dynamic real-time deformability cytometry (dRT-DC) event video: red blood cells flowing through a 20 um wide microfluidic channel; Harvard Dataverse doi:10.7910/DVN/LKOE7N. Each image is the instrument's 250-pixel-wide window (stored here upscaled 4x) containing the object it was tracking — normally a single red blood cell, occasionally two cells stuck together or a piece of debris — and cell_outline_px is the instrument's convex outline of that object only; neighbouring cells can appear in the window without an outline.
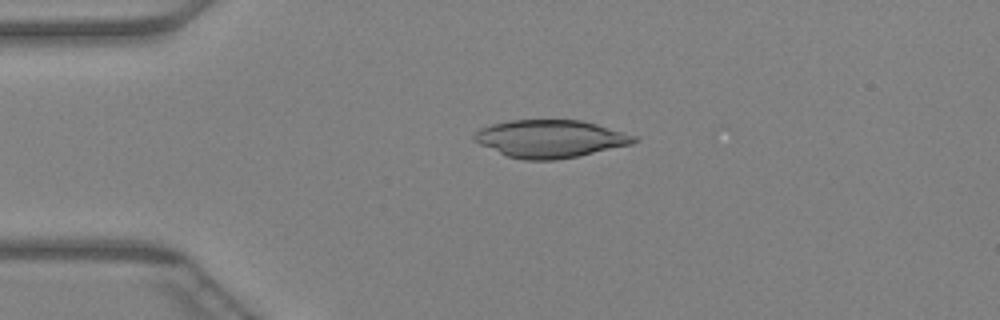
{"species": "Egyptian fruit bat (a non-hibernating species)", "species_latin": "Rousettus aegyptiacus", "temperature_condition": "warm", "stored_images_in_passage": 40, "camera_frame_rate_fps": 3000, "um_per_image_px": 0.085, "animal": {"sex": "female"}, "frame": {"image": 1, "passage_image": 5, "time_ms": 1.333, "image_size_px": [1000, 320], "cell_outline_px": [[640, 140], [632, 144], [576, 156], [556, 160], [524, 160], [508, 156], [480, 144], [472, 140], [472, 136], [480, 128], [492, 124], [512, 120], [580, 120], [596, 124], [636, 136]], "centroid_in_image_um": [46.76, 11.79], "position_along_channel_um": 38.2, "area_um2": 34.74}}
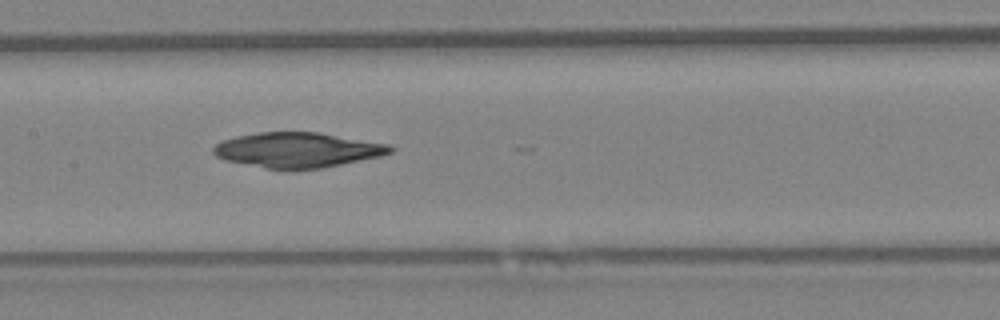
{"frame": {"image": 2, "passage_image": 17, "time_ms": 5.333, "image_size_px": [1000, 320], "cell_outline_px": [[396, 148], [392, 152], [380, 156], [320, 168], [264, 168], [224, 160], [216, 156], [212, 152], [212, 148], [216, 144], [224, 140], [236, 136], [260, 132], [316, 132], [388, 144]], "centroid_in_image_um": [25.26, 12.74], "position_along_channel_um": 182.1, "area_um2": 35.6}}
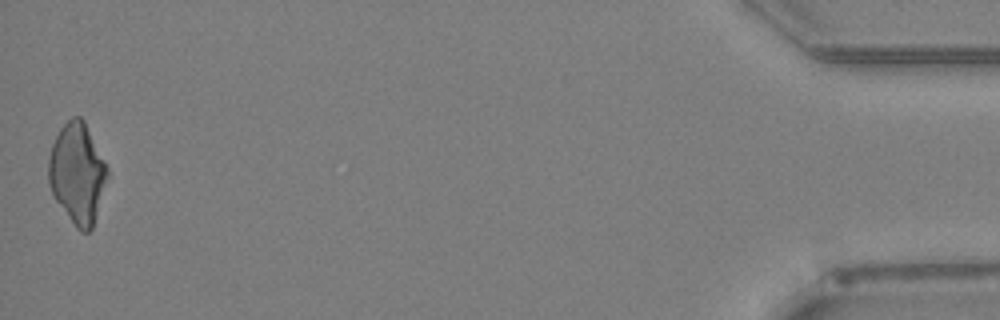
{"frame": {"image": 3, "passage_image": 40, "time_ms": 13.0, "image_size_px": [1000, 320], "cell_outline_px": [[108, 176], [92, 228], [88, 232], [80, 232], [76, 228], [52, 196], [48, 184], [48, 160], [52, 144], [60, 128], [72, 116], [80, 116], [84, 120], [108, 168]], "centroid_in_image_um": [6.55, 14.74], "position_along_channel_um": 428.7, "area_um2": 34.39}}